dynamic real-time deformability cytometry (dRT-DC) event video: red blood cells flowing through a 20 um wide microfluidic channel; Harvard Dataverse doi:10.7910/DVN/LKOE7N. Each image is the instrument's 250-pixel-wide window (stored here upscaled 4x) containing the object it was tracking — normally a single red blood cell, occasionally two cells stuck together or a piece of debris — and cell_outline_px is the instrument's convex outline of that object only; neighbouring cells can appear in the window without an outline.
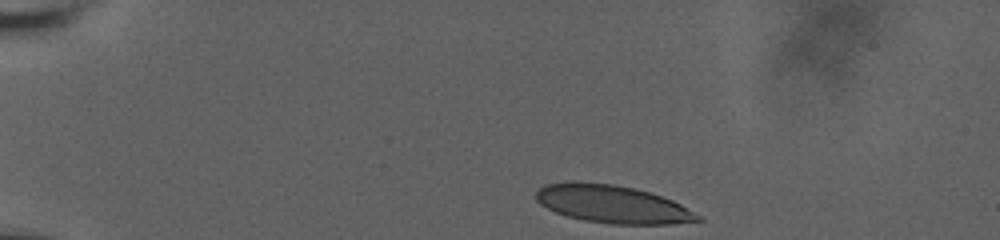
{"species": "human", "species_latin": "Homo sapiens", "temperature_condition": "room temperature", "stored_images_in_passage": 40, "camera_frame_rate_fps": 3000, "um_per_image_px": 0.085, "donor": {"sex": "male"}, "frame": {"image": 1, "passage_image": 1, "time_ms": 0.0, "image_size_px": [1000, 240], "cell_outline_px": [[704, 220], [672, 224], [612, 224], [584, 220], [568, 216], [556, 212], [540, 204], [536, 200], [536, 192], [544, 184], [568, 180], [580, 180], [612, 184], [636, 188], [672, 200], [680, 204], [700, 216]], "centroid_in_image_um": [52.01, 17.33], "position_along_channel_um": 33.0, "area_um2": 35.84}}
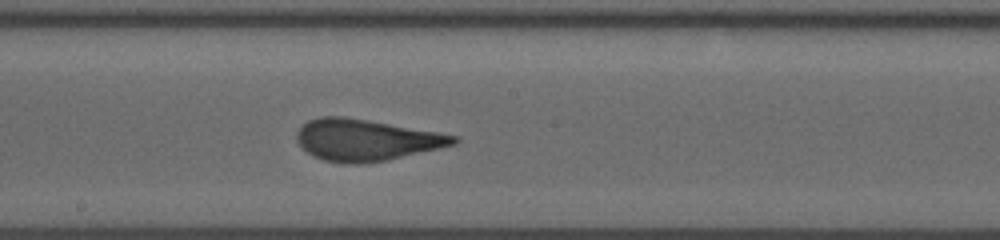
{"frame": {"image": 2, "passage_image": 23, "time_ms": 7.333, "image_size_px": [1000, 240], "cell_outline_px": [[460, 140], [456, 144], [440, 148], [384, 160], [360, 164], [348, 164], [324, 160], [312, 156], [296, 140], [296, 132], [308, 120], [320, 116], [344, 116], [440, 132], [460, 136]], "centroid_in_image_um": [31.13, 11.89], "position_along_channel_um": 217.1, "area_um2": 37.86}}
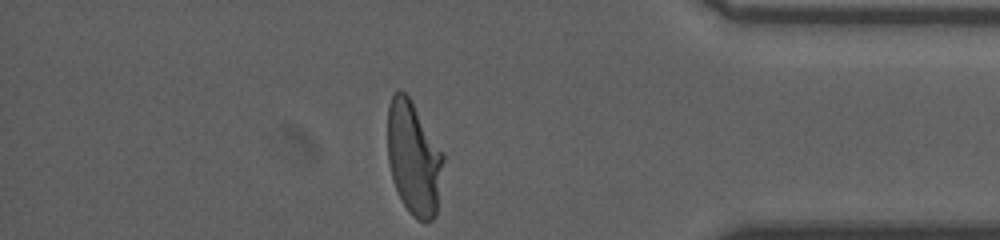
{"frame": {"image": 3, "passage_image": 40, "time_ms": 13.0, "image_size_px": [1000, 240], "cell_outline_px": [[444, 160], [436, 216], [432, 220], [420, 220], [412, 216], [404, 204], [392, 180], [388, 160], [388, 104], [392, 96], [400, 88], [408, 96], [444, 152]], "centroid_in_image_um": [35.18, 13.44], "position_along_channel_um": 400.0, "area_um2": 36.76}, "authors_computed_cell_mechanics": {"area_um2": 37.6278, "velocity_mm_per_s": 3.6497, "shape_relaxation_time_tau1_ms": 7.7567, "shape_relaxation_time_tau2_ms": 0.7535, "deformation_change_tau1": 0.2602, "deformation_change_tau2": 0.0946}}